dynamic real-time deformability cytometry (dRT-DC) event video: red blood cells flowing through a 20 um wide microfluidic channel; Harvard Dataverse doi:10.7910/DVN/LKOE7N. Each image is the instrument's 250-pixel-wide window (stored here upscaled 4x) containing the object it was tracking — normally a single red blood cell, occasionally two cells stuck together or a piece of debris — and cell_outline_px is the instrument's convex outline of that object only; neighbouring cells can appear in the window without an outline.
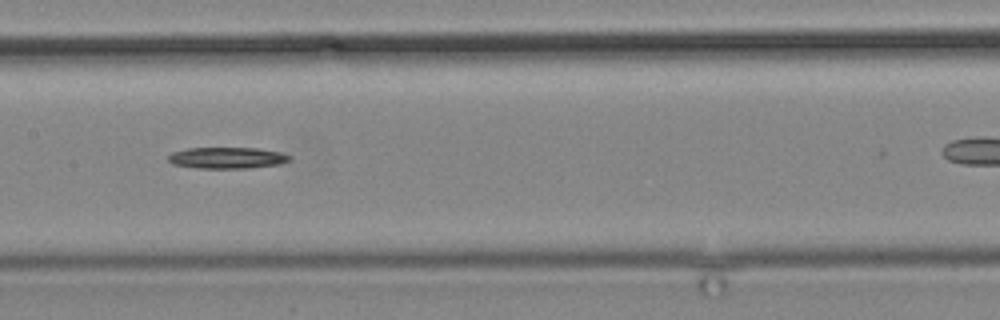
{"species": "common noctule bat (a hibernating species)", "species_latin": "Nyctalus noctula", "temperature_condition": "cold", "stored_images_in_passage": 15, "camera_frame_rate_fps": 3000, "um_per_image_px": 0.085, "animal": {"sex": "male", "body_mass_g": 19.2, "forearm_length_mm": 51.8}, "frame": {"image": 1, "passage_image": 7, "time_ms": 8.0, "image_size_px": [1000, 320], "cell_outline_px": [[292, 160], [280, 164], [248, 168], [200, 168], [172, 164], [168, 160], [168, 156], [172, 152], [188, 148], [256, 148], [280, 152], [292, 156]], "centroid_in_image_um": [19.33, 13.42], "position_along_channel_um": 188.1, "area_um2": 15.09}}
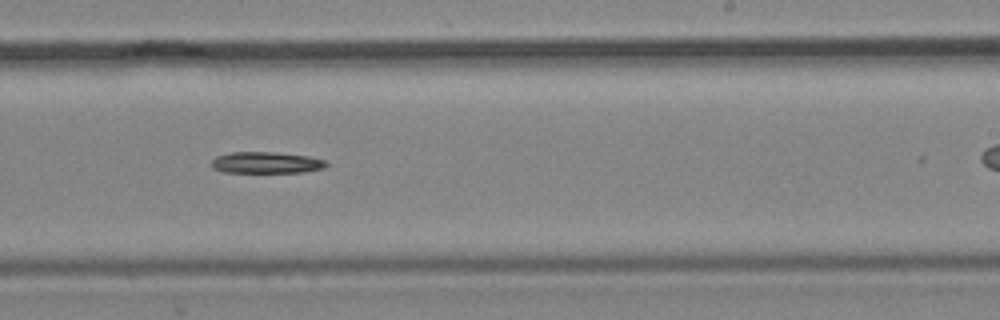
{"frame": {"image": 2, "passage_image": 9, "time_ms": 10.333, "image_size_px": [1000, 320], "cell_outline_px": [[328, 164], [324, 168], [304, 172], [220, 172], [212, 168], [212, 160], [216, 156], [228, 152], [276, 152], [308, 156], [328, 160]], "centroid_in_image_um": [22.63, 13.82], "position_along_channel_um": 266.4, "area_um2": 14.51}}